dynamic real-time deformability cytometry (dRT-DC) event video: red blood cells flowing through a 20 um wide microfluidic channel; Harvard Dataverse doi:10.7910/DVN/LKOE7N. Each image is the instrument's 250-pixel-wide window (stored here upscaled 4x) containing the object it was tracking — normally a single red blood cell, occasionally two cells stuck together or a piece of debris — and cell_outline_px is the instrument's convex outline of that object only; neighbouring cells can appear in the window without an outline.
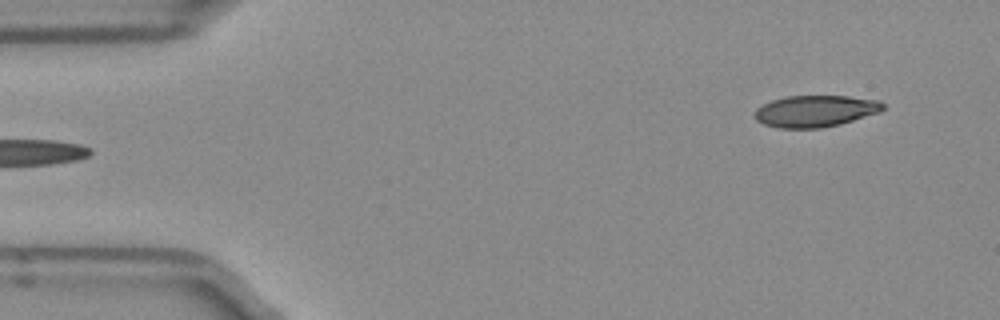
{"species": "Egyptian fruit bat (a non-hibernating species)", "species_latin": "Rousettus aegyptiacus", "temperature_condition": "room temperature", "stored_images_in_passage": 4, "segment_of_instrument_passage": [2, 2], "camera_frame_rate_fps": 3000, "um_per_image_px": 0.085, "frame": {"image": 1, "passage_image": 4, "time_ms": 1.0, "image_size_px": [1000, 320], "cell_outline_px": [[884, 108], [880, 112], [840, 124], [820, 128], [780, 128], [764, 124], [756, 120], [752, 112], [756, 108], [772, 100], [788, 96], [848, 96], [880, 100], [884, 104]], "centroid_in_image_um": [69.3, 9.44], "position_along_channel_um": 15.7, "area_um2": 23.7}}